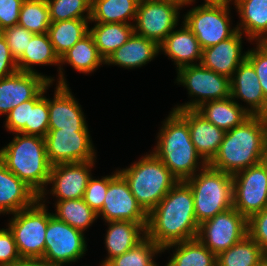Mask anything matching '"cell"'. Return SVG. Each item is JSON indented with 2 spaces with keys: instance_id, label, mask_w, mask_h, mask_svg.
<instances>
[{
  "instance_id": "cell-1",
  "label": "cell",
  "mask_w": 267,
  "mask_h": 266,
  "mask_svg": "<svg viewBox=\"0 0 267 266\" xmlns=\"http://www.w3.org/2000/svg\"><path fill=\"white\" fill-rule=\"evenodd\" d=\"M199 224L190 186L178 181L148 214L146 236L160 248L197 237Z\"/></svg>"
},
{
  "instance_id": "cell-2",
  "label": "cell",
  "mask_w": 267,
  "mask_h": 266,
  "mask_svg": "<svg viewBox=\"0 0 267 266\" xmlns=\"http://www.w3.org/2000/svg\"><path fill=\"white\" fill-rule=\"evenodd\" d=\"M267 140V117L251 115L241 125L226 131L223 141L209 166L229 174L262 161Z\"/></svg>"
},
{
  "instance_id": "cell-3",
  "label": "cell",
  "mask_w": 267,
  "mask_h": 266,
  "mask_svg": "<svg viewBox=\"0 0 267 266\" xmlns=\"http://www.w3.org/2000/svg\"><path fill=\"white\" fill-rule=\"evenodd\" d=\"M157 138L152 153L179 181L187 180L207 165L195 149L187 121L177 111H170Z\"/></svg>"
},
{
  "instance_id": "cell-4",
  "label": "cell",
  "mask_w": 267,
  "mask_h": 266,
  "mask_svg": "<svg viewBox=\"0 0 267 266\" xmlns=\"http://www.w3.org/2000/svg\"><path fill=\"white\" fill-rule=\"evenodd\" d=\"M11 142L0 149V161L9 171L45 198L51 164L47 158L45 138L15 133Z\"/></svg>"
},
{
  "instance_id": "cell-5",
  "label": "cell",
  "mask_w": 267,
  "mask_h": 266,
  "mask_svg": "<svg viewBox=\"0 0 267 266\" xmlns=\"http://www.w3.org/2000/svg\"><path fill=\"white\" fill-rule=\"evenodd\" d=\"M128 168L118 170L131 193L149 214L179 181L152 152Z\"/></svg>"
},
{
  "instance_id": "cell-6",
  "label": "cell",
  "mask_w": 267,
  "mask_h": 266,
  "mask_svg": "<svg viewBox=\"0 0 267 266\" xmlns=\"http://www.w3.org/2000/svg\"><path fill=\"white\" fill-rule=\"evenodd\" d=\"M194 198L198 224L233 207V176L208 164L185 180Z\"/></svg>"
},
{
  "instance_id": "cell-7",
  "label": "cell",
  "mask_w": 267,
  "mask_h": 266,
  "mask_svg": "<svg viewBox=\"0 0 267 266\" xmlns=\"http://www.w3.org/2000/svg\"><path fill=\"white\" fill-rule=\"evenodd\" d=\"M44 199L12 215L8 228L12 232L20 257H43L49 212Z\"/></svg>"
},
{
  "instance_id": "cell-8",
  "label": "cell",
  "mask_w": 267,
  "mask_h": 266,
  "mask_svg": "<svg viewBox=\"0 0 267 266\" xmlns=\"http://www.w3.org/2000/svg\"><path fill=\"white\" fill-rule=\"evenodd\" d=\"M178 84L186 87L190 102L177 105L172 110L196 109L202 103L230 97V78L205 68L201 63L185 66L177 70ZM197 97V98H196Z\"/></svg>"
},
{
  "instance_id": "cell-9",
  "label": "cell",
  "mask_w": 267,
  "mask_h": 266,
  "mask_svg": "<svg viewBox=\"0 0 267 266\" xmlns=\"http://www.w3.org/2000/svg\"><path fill=\"white\" fill-rule=\"evenodd\" d=\"M248 235V219L234 207L199 225L197 239L216 256Z\"/></svg>"
},
{
  "instance_id": "cell-10",
  "label": "cell",
  "mask_w": 267,
  "mask_h": 266,
  "mask_svg": "<svg viewBox=\"0 0 267 266\" xmlns=\"http://www.w3.org/2000/svg\"><path fill=\"white\" fill-rule=\"evenodd\" d=\"M229 7L197 6L184 14L183 22L196 36L202 50L227 40L238 31L237 27L230 26Z\"/></svg>"
},
{
  "instance_id": "cell-11",
  "label": "cell",
  "mask_w": 267,
  "mask_h": 266,
  "mask_svg": "<svg viewBox=\"0 0 267 266\" xmlns=\"http://www.w3.org/2000/svg\"><path fill=\"white\" fill-rule=\"evenodd\" d=\"M84 233L49 213L45 235V252L43 258L64 266L76 262L87 251Z\"/></svg>"
},
{
  "instance_id": "cell-12",
  "label": "cell",
  "mask_w": 267,
  "mask_h": 266,
  "mask_svg": "<svg viewBox=\"0 0 267 266\" xmlns=\"http://www.w3.org/2000/svg\"><path fill=\"white\" fill-rule=\"evenodd\" d=\"M233 207L249 219L267 207V169L259 163L233 174Z\"/></svg>"
},
{
  "instance_id": "cell-13",
  "label": "cell",
  "mask_w": 267,
  "mask_h": 266,
  "mask_svg": "<svg viewBox=\"0 0 267 266\" xmlns=\"http://www.w3.org/2000/svg\"><path fill=\"white\" fill-rule=\"evenodd\" d=\"M179 7L177 4L156 0H140L134 33L156 42L158 45L178 26Z\"/></svg>"
},
{
  "instance_id": "cell-14",
  "label": "cell",
  "mask_w": 267,
  "mask_h": 266,
  "mask_svg": "<svg viewBox=\"0 0 267 266\" xmlns=\"http://www.w3.org/2000/svg\"><path fill=\"white\" fill-rule=\"evenodd\" d=\"M44 138L51 165L96 160L89 130L49 129Z\"/></svg>"
},
{
  "instance_id": "cell-15",
  "label": "cell",
  "mask_w": 267,
  "mask_h": 266,
  "mask_svg": "<svg viewBox=\"0 0 267 266\" xmlns=\"http://www.w3.org/2000/svg\"><path fill=\"white\" fill-rule=\"evenodd\" d=\"M105 222L130 221L147 223L148 214L142 209L124 177L117 171L108 176V189L102 209L97 213Z\"/></svg>"
},
{
  "instance_id": "cell-16",
  "label": "cell",
  "mask_w": 267,
  "mask_h": 266,
  "mask_svg": "<svg viewBox=\"0 0 267 266\" xmlns=\"http://www.w3.org/2000/svg\"><path fill=\"white\" fill-rule=\"evenodd\" d=\"M95 161L52 165L48 180V184H52L50 193L56 196L57 200L83 198Z\"/></svg>"
},
{
  "instance_id": "cell-17",
  "label": "cell",
  "mask_w": 267,
  "mask_h": 266,
  "mask_svg": "<svg viewBox=\"0 0 267 266\" xmlns=\"http://www.w3.org/2000/svg\"><path fill=\"white\" fill-rule=\"evenodd\" d=\"M55 81L42 73H16L0 79V115H7L19 104L33 99L49 82Z\"/></svg>"
},
{
  "instance_id": "cell-18",
  "label": "cell",
  "mask_w": 267,
  "mask_h": 266,
  "mask_svg": "<svg viewBox=\"0 0 267 266\" xmlns=\"http://www.w3.org/2000/svg\"><path fill=\"white\" fill-rule=\"evenodd\" d=\"M230 97L247 103L250 115L267 117V100L264 97L259 78L252 64L245 59L230 78ZM250 106V107H249Z\"/></svg>"
},
{
  "instance_id": "cell-19",
  "label": "cell",
  "mask_w": 267,
  "mask_h": 266,
  "mask_svg": "<svg viewBox=\"0 0 267 266\" xmlns=\"http://www.w3.org/2000/svg\"><path fill=\"white\" fill-rule=\"evenodd\" d=\"M54 98H48L49 129L88 130L81 105L68 85H58Z\"/></svg>"
},
{
  "instance_id": "cell-20",
  "label": "cell",
  "mask_w": 267,
  "mask_h": 266,
  "mask_svg": "<svg viewBox=\"0 0 267 266\" xmlns=\"http://www.w3.org/2000/svg\"><path fill=\"white\" fill-rule=\"evenodd\" d=\"M242 35V32L237 31L227 40L203 49L201 64L207 69L231 78L247 56V52H242Z\"/></svg>"
},
{
  "instance_id": "cell-21",
  "label": "cell",
  "mask_w": 267,
  "mask_h": 266,
  "mask_svg": "<svg viewBox=\"0 0 267 266\" xmlns=\"http://www.w3.org/2000/svg\"><path fill=\"white\" fill-rule=\"evenodd\" d=\"M176 111L187 121L195 149L208 164L216 155L225 131L206 120L195 109Z\"/></svg>"
},
{
  "instance_id": "cell-22",
  "label": "cell",
  "mask_w": 267,
  "mask_h": 266,
  "mask_svg": "<svg viewBox=\"0 0 267 266\" xmlns=\"http://www.w3.org/2000/svg\"><path fill=\"white\" fill-rule=\"evenodd\" d=\"M39 195L0 161V214H13L32 206Z\"/></svg>"
},
{
  "instance_id": "cell-23",
  "label": "cell",
  "mask_w": 267,
  "mask_h": 266,
  "mask_svg": "<svg viewBox=\"0 0 267 266\" xmlns=\"http://www.w3.org/2000/svg\"><path fill=\"white\" fill-rule=\"evenodd\" d=\"M179 30H173L159 45V50L164 52L179 70L182 67L194 65L202 59V49L196 36L182 22ZM196 61V62H194ZM194 62V63H193Z\"/></svg>"
},
{
  "instance_id": "cell-24",
  "label": "cell",
  "mask_w": 267,
  "mask_h": 266,
  "mask_svg": "<svg viewBox=\"0 0 267 266\" xmlns=\"http://www.w3.org/2000/svg\"><path fill=\"white\" fill-rule=\"evenodd\" d=\"M105 235V247L108 256L100 266H105L111 259L122 255L136 246L146 237L147 223L130 221H109Z\"/></svg>"
},
{
  "instance_id": "cell-25",
  "label": "cell",
  "mask_w": 267,
  "mask_h": 266,
  "mask_svg": "<svg viewBox=\"0 0 267 266\" xmlns=\"http://www.w3.org/2000/svg\"><path fill=\"white\" fill-rule=\"evenodd\" d=\"M159 52L156 42L133 33L125 44L108 56L105 64L135 69L152 61Z\"/></svg>"
},
{
  "instance_id": "cell-26",
  "label": "cell",
  "mask_w": 267,
  "mask_h": 266,
  "mask_svg": "<svg viewBox=\"0 0 267 266\" xmlns=\"http://www.w3.org/2000/svg\"><path fill=\"white\" fill-rule=\"evenodd\" d=\"M16 62L18 71L28 73H38L33 69V65H59V80L57 79V83L58 85H68L62 71L63 68L60 65V58L55 53L47 33L34 34L26 50Z\"/></svg>"
},
{
  "instance_id": "cell-27",
  "label": "cell",
  "mask_w": 267,
  "mask_h": 266,
  "mask_svg": "<svg viewBox=\"0 0 267 266\" xmlns=\"http://www.w3.org/2000/svg\"><path fill=\"white\" fill-rule=\"evenodd\" d=\"M240 15L237 30L246 34L249 42H267V0H233ZM245 32V33H244Z\"/></svg>"
},
{
  "instance_id": "cell-28",
  "label": "cell",
  "mask_w": 267,
  "mask_h": 266,
  "mask_svg": "<svg viewBox=\"0 0 267 266\" xmlns=\"http://www.w3.org/2000/svg\"><path fill=\"white\" fill-rule=\"evenodd\" d=\"M195 110L225 132L241 125L251 116L246 107L240 105L231 97L206 101Z\"/></svg>"
},
{
  "instance_id": "cell-29",
  "label": "cell",
  "mask_w": 267,
  "mask_h": 266,
  "mask_svg": "<svg viewBox=\"0 0 267 266\" xmlns=\"http://www.w3.org/2000/svg\"><path fill=\"white\" fill-rule=\"evenodd\" d=\"M139 2L140 0H92L90 22L132 24L130 21L136 19Z\"/></svg>"
},
{
  "instance_id": "cell-30",
  "label": "cell",
  "mask_w": 267,
  "mask_h": 266,
  "mask_svg": "<svg viewBox=\"0 0 267 266\" xmlns=\"http://www.w3.org/2000/svg\"><path fill=\"white\" fill-rule=\"evenodd\" d=\"M99 54L106 60L110 54L125 44L134 33L133 24L96 23L89 29Z\"/></svg>"
},
{
  "instance_id": "cell-31",
  "label": "cell",
  "mask_w": 267,
  "mask_h": 266,
  "mask_svg": "<svg viewBox=\"0 0 267 266\" xmlns=\"http://www.w3.org/2000/svg\"><path fill=\"white\" fill-rule=\"evenodd\" d=\"M175 251L168 261V266H217V256L212 253L203 243L197 238L170 244L162 250Z\"/></svg>"
},
{
  "instance_id": "cell-32",
  "label": "cell",
  "mask_w": 267,
  "mask_h": 266,
  "mask_svg": "<svg viewBox=\"0 0 267 266\" xmlns=\"http://www.w3.org/2000/svg\"><path fill=\"white\" fill-rule=\"evenodd\" d=\"M90 19H71L51 22L48 36L59 58L89 33Z\"/></svg>"
},
{
  "instance_id": "cell-33",
  "label": "cell",
  "mask_w": 267,
  "mask_h": 266,
  "mask_svg": "<svg viewBox=\"0 0 267 266\" xmlns=\"http://www.w3.org/2000/svg\"><path fill=\"white\" fill-rule=\"evenodd\" d=\"M69 64L80 73L89 74L105 64L93 36L88 33L60 57V64Z\"/></svg>"
},
{
  "instance_id": "cell-34",
  "label": "cell",
  "mask_w": 267,
  "mask_h": 266,
  "mask_svg": "<svg viewBox=\"0 0 267 266\" xmlns=\"http://www.w3.org/2000/svg\"><path fill=\"white\" fill-rule=\"evenodd\" d=\"M54 206L56 213L52 214L57 219L82 232L98 219V214L85 203L83 198L57 200Z\"/></svg>"
},
{
  "instance_id": "cell-35",
  "label": "cell",
  "mask_w": 267,
  "mask_h": 266,
  "mask_svg": "<svg viewBox=\"0 0 267 266\" xmlns=\"http://www.w3.org/2000/svg\"><path fill=\"white\" fill-rule=\"evenodd\" d=\"M265 252L247 235L240 242L217 255V266H256Z\"/></svg>"
},
{
  "instance_id": "cell-36",
  "label": "cell",
  "mask_w": 267,
  "mask_h": 266,
  "mask_svg": "<svg viewBox=\"0 0 267 266\" xmlns=\"http://www.w3.org/2000/svg\"><path fill=\"white\" fill-rule=\"evenodd\" d=\"M18 25L34 34L47 33L51 20L46 0H25L20 9Z\"/></svg>"
},
{
  "instance_id": "cell-37",
  "label": "cell",
  "mask_w": 267,
  "mask_h": 266,
  "mask_svg": "<svg viewBox=\"0 0 267 266\" xmlns=\"http://www.w3.org/2000/svg\"><path fill=\"white\" fill-rule=\"evenodd\" d=\"M163 250L147 236L122 255L111 259L105 266H158L153 258Z\"/></svg>"
},
{
  "instance_id": "cell-38",
  "label": "cell",
  "mask_w": 267,
  "mask_h": 266,
  "mask_svg": "<svg viewBox=\"0 0 267 266\" xmlns=\"http://www.w3.org/2000/svg\"><path fill=\"white\" fill-rule=\"evenodd\" d=\"M49 82L33 99L29 100L28 123H26V134L45 137L49 130V108L48 98L44 96Z\"/></svg>"
},
{
  "instance_id": "cell-39",
  "label": "cell",
  "mask_w": 267,
  "mask_h": 266,
  "mask_svg": "<svg viewBox=\"0 0 267 266\" xmlns=\"http://www.w3.org/2000/svg\"><path fill=\"white\" fill-rule=\"evenodd\" d=\"M46 2L51 22L91 18L92 0H46Z\"/></svg>"
},
{
  "instance_id": "cell-40",
  "label": "cell",
  "mask_w": 267,
  "mask_h": 266,
  "mask_svg": "<svg viewBox=\"0 0 267 266\" xmlns=\"http://www.w3.org/2000/svg\"><path fill=\"white\" fill-rule=\"evenodd\" d=\"M9 46L12 57L17 61L26 50L34 33L20 25H14L1 31Z\"/></svg>"
},
{
  "instance_id": "cell-41",
  "label": "cell",
  "mask_w": 267,
  "mask_h": 266,
  "mask_svg": "<svg viewBox=\"0 0 267 266\" xmlns=\"http://www.w3.org/2000/svg\"><path fill=\"white\" fill-rule=\"evenodd\" d=\"M253 50L247 51L246 59L252 64L259 78L264 97L267 100V45L265 43H256Z\"/></svg>"
},
{
  "instance_id": "cell-42",
  "label": "cell",
  "mask_w": 267,
  "mask_h": 266,
  "mask_svg": "<svg viewBox=\"0 0 267 266\" xmlns=\"http://www.w3.org/2000/svg\"><path fill=\"white\" fill-rule=\"evenodd\" d=\"M93 178L92 176L89 178L83 199L91 209L98 213L102 209L106 197L108 176L101 179Z\"/></svg>"
},
{
  "instance_id": "cell-43",
  "label": "cell",
  "mask_w": 267,
  "mask_h": 266,
  "mask_svg": "<svg viewBox=\"0 0 267 266\" xmlns=\"http://www.w3.org/2000/svg\"><path fill=\"white\" fill-rule=\"evenodd\" d=\"M21 262L12 232L0 229V266H19Z\"/></svg>"
},
{
  "instance_id": "cell-44",
  "label": "cell",
  "mask_w": 267,
  "mask_h": 266,
  "mask_svg": "<svg viewBox=\"0 0 267 266\" xmlns=\"http://www.w3.org/2000/svg\"><path fill=\"white\" fill-rule=\"evenodd\" d=\"M248 235L267 251V207L248 219Z\"/></svg>"
},
{
  "instance_id": "cell-45",
  "label": "cell",
  "mask_w": 267,
  "mask_h": 266,
  "mask_svg": "<svg viewBox=\"0 0 267 266\" xmlns=\"http://www.w3.org/2000/svg\"><path fill=\"white\" fill-rule=\"evenodd\" d=\"M29 101L23 102L13 108L6 115L5 128L12 133L26 134V123H28Z\"/></svg>"
},
{
  "instance_id": "cell-46",
  "label": "cell",
  "mask_w": 267,
  "mask_h": 266,
  "mask_svg": "<svg viewBox=\"0 0 267 266\" xmlns=\"http://www.w3.org/2000/svg\"><path fill=\"white\" fill-rule=\"evenodd\" d=\"M25 0H0V32L18 25L20 9Z\"/></svg>"
},
{
  "instance_id": "cell-47",
  "label": "cell",
  "mask_w": 267,
  "mask_h": 266,
  "mask_svg": "<svg viewBox=\"0 0 267 266\" xmlns=\"http://www.w3.org/2000/svg\"><path fill=\"white\" fill-rule=\"evenodd\" d=\"M18 71L17 62L12 57L9 46L0 32V79Z\"/></svg>"
},
{
  "instance_id": "cell-48",
  "label": "cell",
  "mask_w": 267,
  "mask_h": 266,
  "mask_svg": "<svg viewBox=\"0 0 267 266\" xmlns=\"http://www.w3.org/2000/svg\"><path fill=\"white\" fill-rule=\"evenodd\" d=\"M19 266H62V265L52 263L51 261L43 257H36V258L23 259Z\"/></svg>"
},
{
  "instance_id": "cell-49",
  "label": "cell",
  "mask_w": 267,
  "mask_h": 266,
  "mask_svg": "<svg viewBox=\"0 0 267 266\" xmlns=\"http://www.w3.org/2000/svg\"><path fill=\"white\" fill-rule=\"evenodd\" d=\"M195 0H189V4L191 5ZM204 4L199 6H213V7H227L229 6V2L232 0H204Z\"/></svg>"
},
{
  "instance_id": "cell-50",
  "label": "cell",
  "mask_w": 267,
  "mask_h": 266,
  "mask_svg": "<svg viewBox=\"0 0 267 266\" xmlns=\"http://www.w3.org/2000/svg\"><path fill=\"white\" fill-rule=\"evenodd\" d=\"M156 1H165V2H172L174 4H177L179 7H183L185 5L189 4V0H156Z\"/></svg>"
},
{
  "instance_id": "cell-51",
  "label": "cell",
  "mask_w": 267,
  "mask_h": 266,
  "mask_svg": "<svg viewBox=\"0 0 267 266\" xmlns=\"http://www.w3.org/2000/svg\"><path fill=\"white\" fill-rule=\"evenodd\" d=\"M261 163L266 167L267 169V140L265 142L264 145V149H263V155H262V161Z\"/></svg>"
},
{
  "instance_id": "cell-52",
  "label": "cell",
  "mask_w": 267,
  "mask_h": 266,
  "mask_svg": "<svg viewBox=\"0 0 267 266\" xmlns=\"http://www.w3.org/2000/svg\"><path fill=\"white\" fill-rule=\"evenodd\" d=\"M256 266H267V258H262V260Z\"/></svg>"
}]
</instances>
